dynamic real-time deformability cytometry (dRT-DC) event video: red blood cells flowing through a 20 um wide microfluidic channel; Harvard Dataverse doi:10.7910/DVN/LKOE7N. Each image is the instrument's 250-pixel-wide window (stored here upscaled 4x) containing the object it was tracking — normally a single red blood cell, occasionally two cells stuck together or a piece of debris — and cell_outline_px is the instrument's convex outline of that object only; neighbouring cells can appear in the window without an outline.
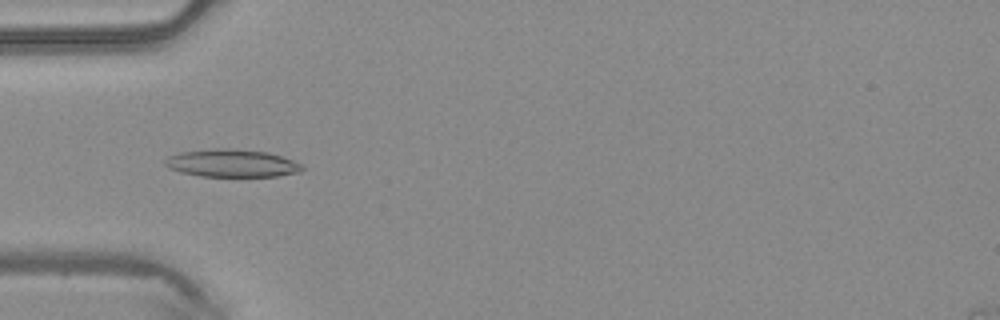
{"species": "common noctule bat (a hibernating species)", "species_latin": "Nyctalus noctula", "temperature_condition": "warm", "stored_images_in_passage": 40, "camera_frame_rate_fps": 3000, "um_per_image_px": 0.085, "animal": {"sex": "male", "body_mass_g": 20.4}, "frame": {"image": 1, "passage_image": 7, "time_ms": 2.0, "image_size_px": [1000, 320], "cell_outline_px": [[304, 168], [300, 172], [276, 176], [200, 176], [180, 172], [168, 168], [164, 164], [164, 160], [168, 156], [180, 152], [216, 148], [232, 148], [268, 152], [292, 160], [300, 164]], "centroid_in_image_um": [19.67, 13.87], "position_along_channel_um": 65.3, "area_um2": 22.14}}
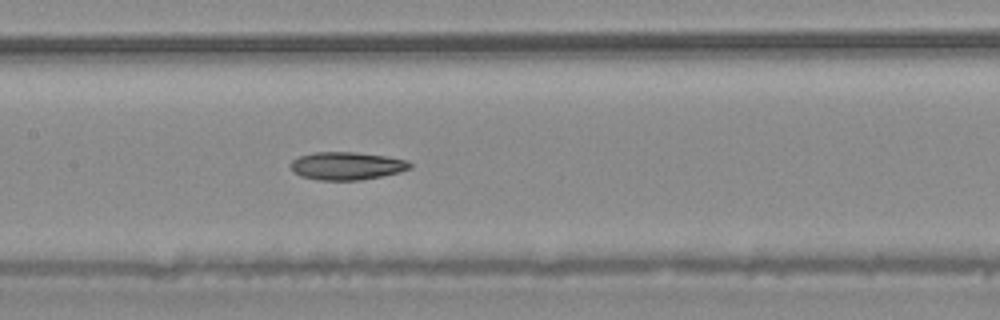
{"frame": {"image": 2, "passage_image": 15, "time_ms": 4.667, "image_size_px": [1000, 320], "cell_outline_px": [[412, 168], [400, 172], [360, 180], [316, 180], [300, 176], [292, 172], [288, 164], [292, 160], [300, 156], [312, 152], [356, 152], [384, 156], [408, 160], [412, 164]], "centroid_in_image_um": [29.43, 14.1], "position_along_channel_um": 178.0, "area_um2": 19.59}}
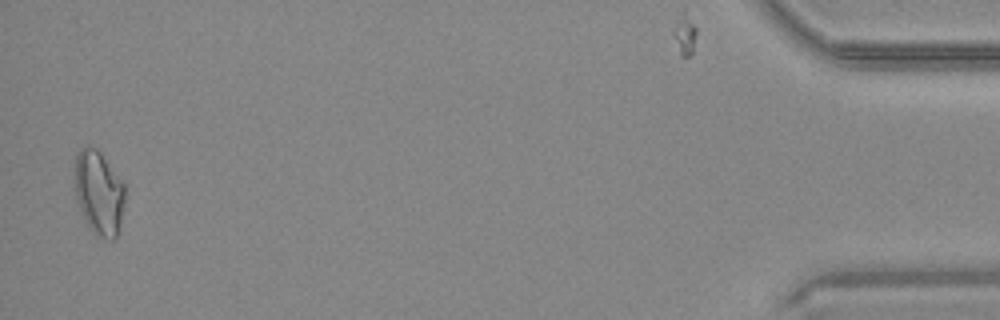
{"frame": {"image": 3, "passage_image": 39, "time_ms": 12.667, "image_size_px": [1000, 320], "cell_outline_px": [[124, 204], [120, 224], [116, 236], [112, 240], [96, 236], [80, 212], [76, 200], [76, 152], [80, 148], [96, 148], [100, 152], [124, 184]], "centroid_in_image_um": [8.41, 16.41], "position_along_channel_um": 426.8, "area_um2": 24.16}, "authors_computed_cell_mechanics": {"area_um2": 19.7965, "velocity_mm_per_s": 4.2349, "shape_relaxation_time_tau1_ms": null, "shape_relaxation_time_tau2_ms": 6.2603, "deformation_change_tau1": null, "deformation_change_tau2": 0.1705}}